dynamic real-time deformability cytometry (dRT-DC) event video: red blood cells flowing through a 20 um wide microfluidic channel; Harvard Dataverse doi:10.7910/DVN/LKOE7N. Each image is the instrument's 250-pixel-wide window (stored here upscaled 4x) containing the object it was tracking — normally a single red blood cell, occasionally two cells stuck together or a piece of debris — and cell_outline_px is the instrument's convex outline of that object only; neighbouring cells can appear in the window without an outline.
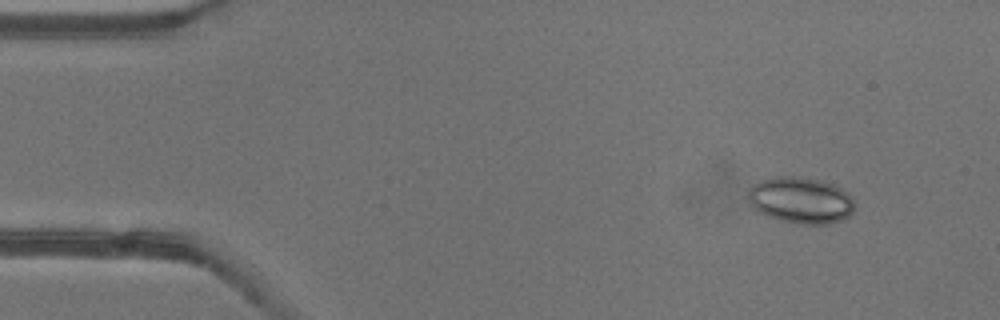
{"species": "common noctule bat (a hibernating species)", "species_latin": "Nyctalus noctula", "temperature_condition": "warm", "stored_images_in_passage": 52, "camera_frame_rate_fps": 3000, "um_per_image_px": 0.085, "animal": {"sex": "female"}, "frame": {"image": 1, "passage_image": 5, "time_ms": 1.333, "image_size_px": [1000, 320], "cell_outline_px": [[852, 212], [848, 216], [840, 220], [828, 224], [800, 224], [780, 220], [768, 216], [760, 212], [748, 200], [748, 188], [760, 180], [776, 176], [792, 176], [820, 180], [832, 184], [848, 192], [852, 196]], "centroid_in_image_um": [68.04, 17.01], "position_along_channel_um": 17.0, "area_um2": 28.55}}
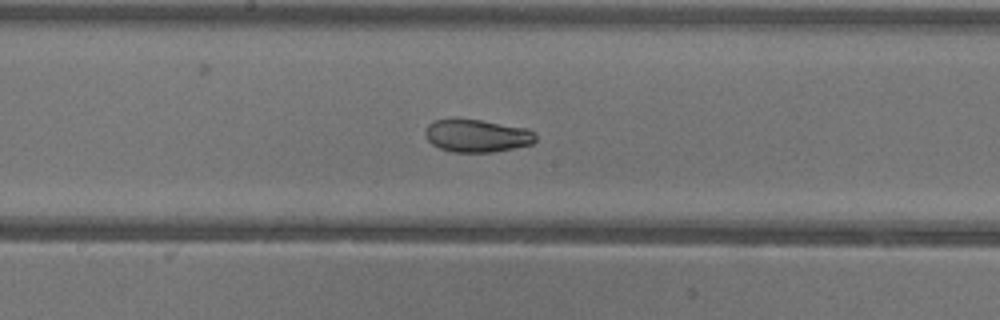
{"frame": {"image": 2, "passage_image": 27, "time_ms": 8.667, "image_size_px": [1000, 320], "cell_outline_px": [[536, 140], [532, 144], [492, 152], [452, 152], [440, 148], [432, 144], [428, 140], [424, 132], [428, 124], [436, 120], [480, 120], [528, 128], [536, 136]], "centroid_in_image_um": [40.55, 11.55], "position_along_channel_um": 207.7, "area_um2": 20.75}}
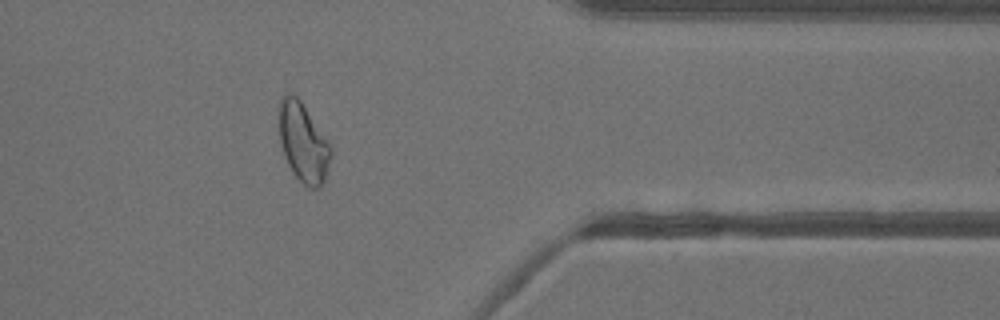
{"frame": {"image": 3, "passage_image": 42, "time_ms": 13.667, "image_size_px": [1000, 320], "cell_outline_px": [[332, 156], [324, 180], [320, 188], [308, 188], [292, 172], [284, 156], [280, 144], [280, 100], [288, 92], [292, 92], [300, 100], [328, 140], [332, 148]], "centroid_in_image_um": [25.79, 12.13], "position_along_channel_um": 385.6, "area_um2": 23.76}, "authors_computed_cell_mechanics": {"area_um2": 24.4205, "velocity_mm_per_s": 3.9355, "shape_relaxation_time_tau1_ms": 7.9104, "shape_relaxation_time_tau2_ms": 2.4895, "deformation_change_tau1": 0.1807, "deformation_change_tau2": 0.0783}}